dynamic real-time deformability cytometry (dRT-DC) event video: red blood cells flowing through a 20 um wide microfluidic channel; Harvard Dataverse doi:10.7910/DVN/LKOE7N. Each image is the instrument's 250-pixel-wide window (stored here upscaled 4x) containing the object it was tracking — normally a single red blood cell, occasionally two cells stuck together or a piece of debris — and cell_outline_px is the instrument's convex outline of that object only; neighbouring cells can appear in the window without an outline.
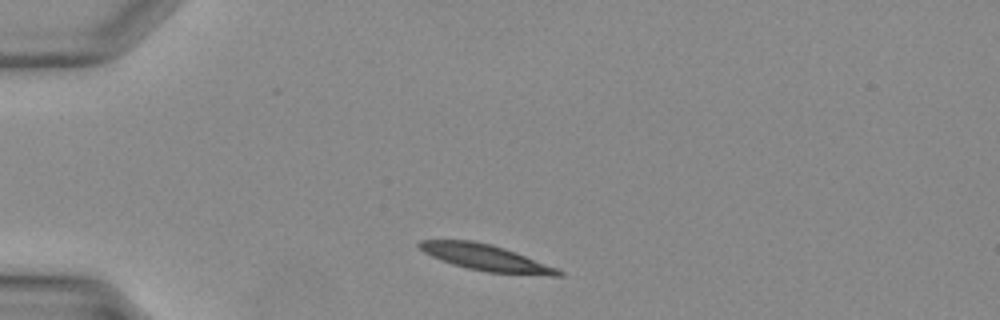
{"species": "Egyptian fruit bat (a non-hibernating species)", "species_latin": "Rousettus aegyptiacus", "temperature_condition": "warm", "stored_images_in_passage": 30, "camera_frame_rate_fps": 3000, "um_per_image_px": 0.085, "animal": {"sex": "female"}, "frame": {"image": 1, "passage_image": 2, "time_ms": 0.333, "image_size_px": [1000, 320], "cell_outline_px": [[564, 276], [548, 276], [488, 272], [468, 268], [452, 264], [432, 256], [424, 252], [416, 244], [420, 240], [472, 240], [492, 244], [516, 252], [556, 268], [564, 272]], "centroid_in_image_um": [41.32, 21.9], "position_along_channel_um": 43.7, "area_um2": 21.15}}
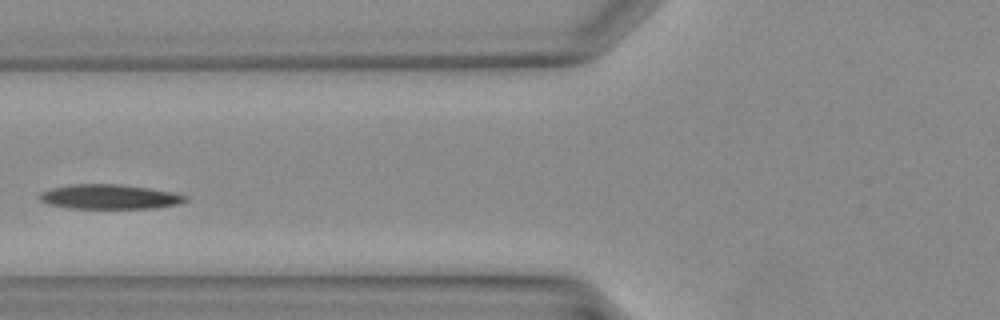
{"frame": {"image": 2, "passage_image": 8, "time_ms": 2.333, "image_size_px": [1000, 320], "cell_outline_px": [[188, 200], [180, 204], [156, 208], [68, 208], [48, 204], [40, 200], [40, 192], [48, 188], [72, 184], [120, 184], [148, 188], [172, 192], [188, 196]], "centroid_in_image_um": [9.31, 16.72], "position_along_channel_um": 116.5, "area_um2": 21.04}}
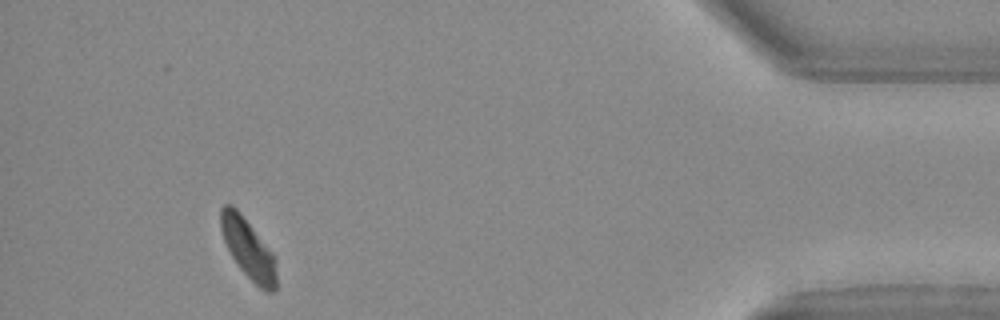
{"frame": {"image": 3, "passage_image": 28, "time_ms": 9.0, "image_size_px": [1000, 320], "cell_outline_px": [[276, 288], [272, 292], [268, 292], [260, 288], [240, 268], [232, 256], [224, 240], [220, 228], [220, 208], [224, 204], [232, 204], [240, 212], [276, 256]], "centroid_in_image_um": [21.1, 21.11], "position_along_channel_um": 414.1, "area_um2": 19.36}}